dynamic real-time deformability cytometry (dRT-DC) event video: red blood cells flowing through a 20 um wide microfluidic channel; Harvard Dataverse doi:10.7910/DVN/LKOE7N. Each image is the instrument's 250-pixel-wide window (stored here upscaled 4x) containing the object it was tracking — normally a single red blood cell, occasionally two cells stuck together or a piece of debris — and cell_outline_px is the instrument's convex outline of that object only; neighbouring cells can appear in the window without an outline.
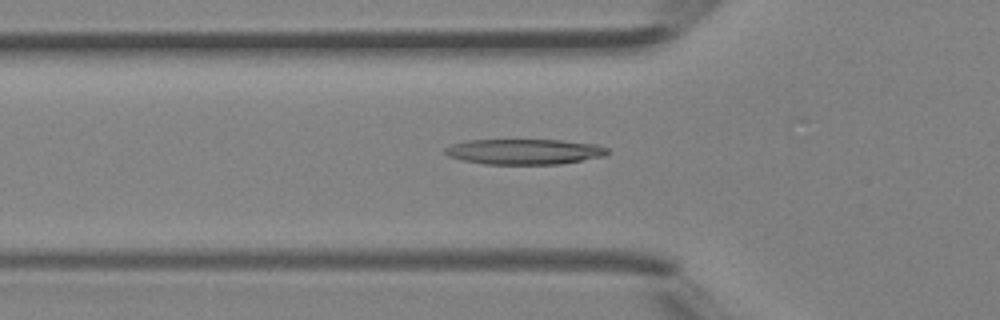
{"species": "Egyptian fruit bat (a non-hibernating species)", "species_latin": "Rousettus aegyptiacus", "temperature_condition": "room temperature", "stored_images_in_passage": 40, "camera_frame_rate_fps": 3000, "um_per_image_px": 0.085, "animal": {"sex": "female"}, "frame": {"image": 1, "passage_image": 13, "time_ms": 4.0, "image_size_px": [1000, 320], "cell_outline_px": [[608, 152], [604, 156], [560, 164], [484, 164], [464, 160], [448, 156], [444, 152], [444, 148], [452, 144], [468, 140], [560, 140], [596, 144], [608, 148]], "centroid_in_image_um": [44.56, 12.89], "position_along_channel_um": 81.2, "area_um2": 23.99}}
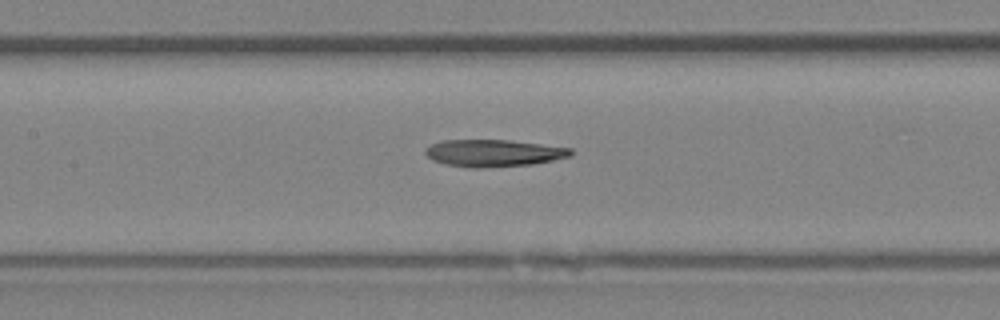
{"frame": {"image": 2, "passage_image": 18, "time_ms": 5.667, "image_size_px": [1000, 320], "cell_outline_px": [[572, 156], [532, 164], [480, 168], [472, 168], [448, 164], [432, 160], [424, 152], [424, 148], [440, 140], [508, 140], [572, 148]], "centroid_in_image_um": [41.93, 13.0], "position_along_channel_um": 165.5, "area_um2": 22.83}}
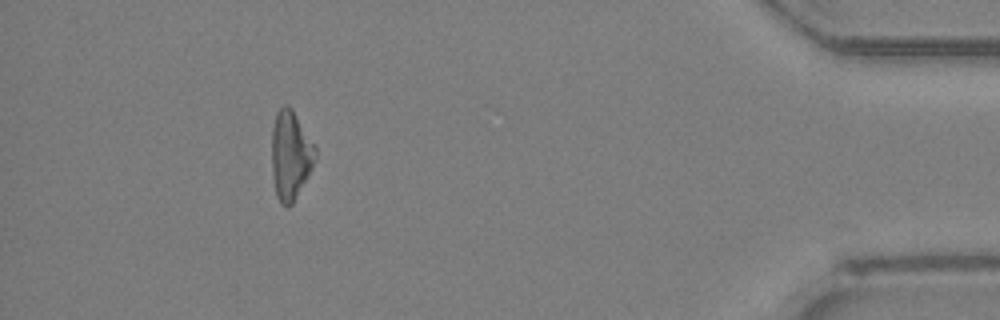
{"frame": {"image": 3, "passage_image": 36, "time_ms": 11.667, "image_size_px": [1000, 320], "cell_outline_px": [[316, 160], [308, 176], [292, 204], [288, 208], [280, 204], [276, 196], [272, 172], [272, 128], [276, 112], [284, 104], [288, 104], [292, 108], [316, 148]], "centroid_in_image_um": [24.68, 13.2], "position_along_channel_um": 410.5, "area_um2": 22.66}}